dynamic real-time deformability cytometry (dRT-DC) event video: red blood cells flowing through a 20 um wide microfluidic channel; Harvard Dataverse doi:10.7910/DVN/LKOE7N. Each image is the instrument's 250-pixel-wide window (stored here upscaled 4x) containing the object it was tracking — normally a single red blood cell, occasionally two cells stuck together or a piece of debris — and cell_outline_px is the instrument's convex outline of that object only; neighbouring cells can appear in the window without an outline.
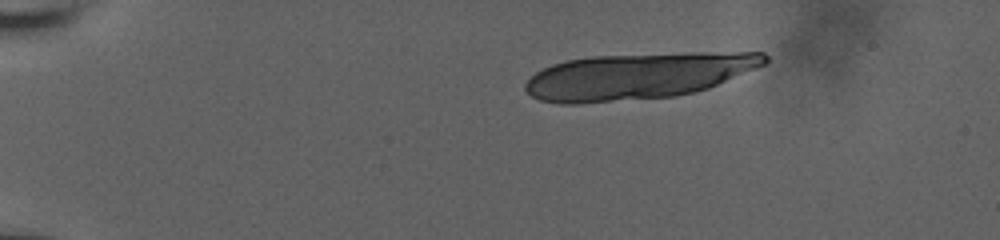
{"species": "human", "species_latin": "Homo sapiens", "temperature_condition": "room temperature", "stored_images_in_passage": 13, "camera_frame_rate_fps": 3000, "um_per_image_px": 0.085, "donor": {"sex": "male"}, "frame": {"image": 1, "passage_image": 1, "time_ms": 0.0, "image_size_px": [1000, 240], "cell_outline_px": [[768, 64], [708, 88], [676, 96], [580, 104], [560, 104], [540, 100], [532, 96], [524, 88], [524, 84], [536, 72], [552, 64], [564, 60], [592, 56], [688, 52], [764, 52], [768, 56]], "centroid_in_image_um": [54.24, 6.45], "position_along_channel_um": 30.8, "area_um2": 65.03}}